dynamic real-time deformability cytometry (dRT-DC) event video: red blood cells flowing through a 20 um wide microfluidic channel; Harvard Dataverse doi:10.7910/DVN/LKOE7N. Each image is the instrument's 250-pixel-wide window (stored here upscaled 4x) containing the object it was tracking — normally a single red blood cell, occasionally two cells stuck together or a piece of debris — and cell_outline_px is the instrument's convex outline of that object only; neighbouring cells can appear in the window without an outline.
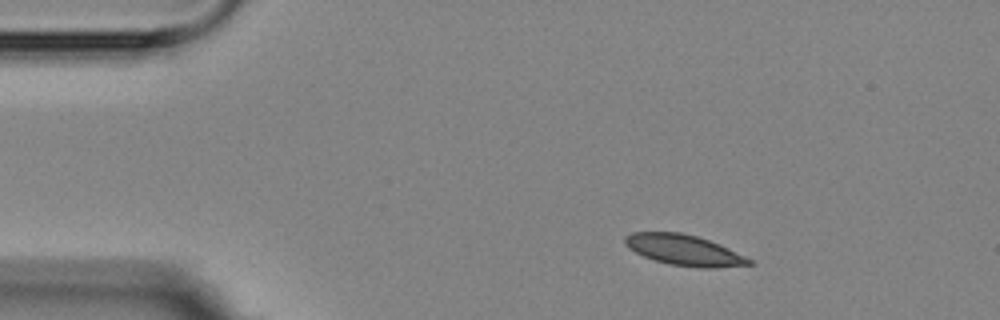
{"species": "Egyptian fruit bat (a non-hibernating species)", "species_latin": "Rousettus aegyptiacus", "temperature_condition": "room temperature", "stored_images_in_passage": 4, "camera_frame_rate_fps": 3000, "um_per_image_px": 0.085, "animal": {"sex": "female"}, "frame": {"image": 1, "passage_image": 2, "time_ms": 1.333, "image_size_px": [1000, 320], "cell_outline_px": [[756, 264], [716, 268], [696, 268], [668, 264], [644, 256], [628, 248], [624, 244], [624, 236], [632, 232], [680, 232], [696, 236], [720, 244], [752, 260]], "centroid_in_image_um": [58.15, 21.26], "position_along_channel_um": 26.9, "area_um2": 22.25}}